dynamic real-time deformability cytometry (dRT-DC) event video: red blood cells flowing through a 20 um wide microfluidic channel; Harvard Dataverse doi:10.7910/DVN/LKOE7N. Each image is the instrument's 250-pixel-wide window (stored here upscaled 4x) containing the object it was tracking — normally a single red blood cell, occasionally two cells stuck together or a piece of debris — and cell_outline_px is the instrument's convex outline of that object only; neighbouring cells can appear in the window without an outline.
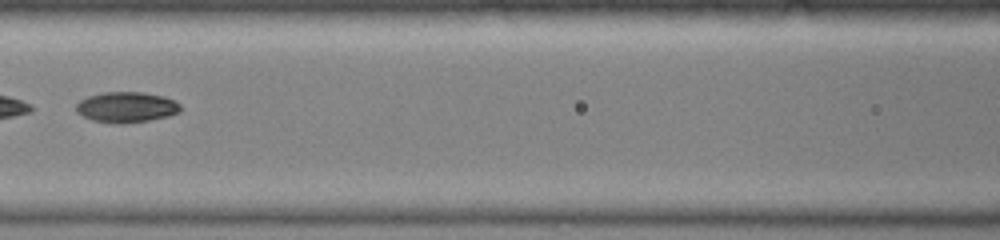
{"species": "common noctule bat (a hibernating species)", "species_latin": "Nyctalus noctula", "temperature_condition": "warm", "stored_images_in_passage": 35, "camera_frame_rate_fps": 3000, "um_per_image_px": 0.085, "animal": {"sex": "female", "body_mass_g": 19.0, "forearm_length_mm": 51.5}, "frame": {"image": 1, "passage_image": 17, "time_ms": 5.333, "image_size_px": [1000, 240], "cell_outline_px": [[180, 112], [168, 116], [148, 120], [124, 124], [112, 124], [92, 120], [76, 112], [76, 104], [80, 100], [88, 96], [104, 92], [140, 92], [164, 96], [180, 104]], "centroid_in_image_um": [10.72, 9.12], "position_along_channel_um": 155.9, "area_um2": 18.61}}
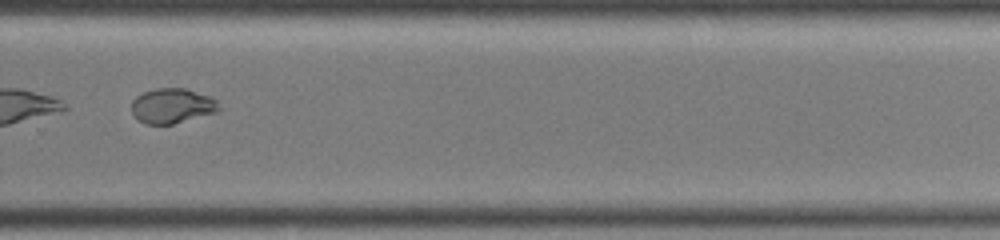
{"frame": {"image": 2, "passage_image": 26, "time_ms": 8.333, "image_size_px": [1000, 240], "cell_outline_px": [[220, 108], [216, 112], [172, 124], [144, 124], [132, 116], [132, 100], [136, 96], [144, 92], [156, 88], [184, 88], [208, 96], [216, 100]], "centroid_in_image_um": [14.58, 9.0], "position_along_channel_um": 315.2, "area_um2": 17.69}}